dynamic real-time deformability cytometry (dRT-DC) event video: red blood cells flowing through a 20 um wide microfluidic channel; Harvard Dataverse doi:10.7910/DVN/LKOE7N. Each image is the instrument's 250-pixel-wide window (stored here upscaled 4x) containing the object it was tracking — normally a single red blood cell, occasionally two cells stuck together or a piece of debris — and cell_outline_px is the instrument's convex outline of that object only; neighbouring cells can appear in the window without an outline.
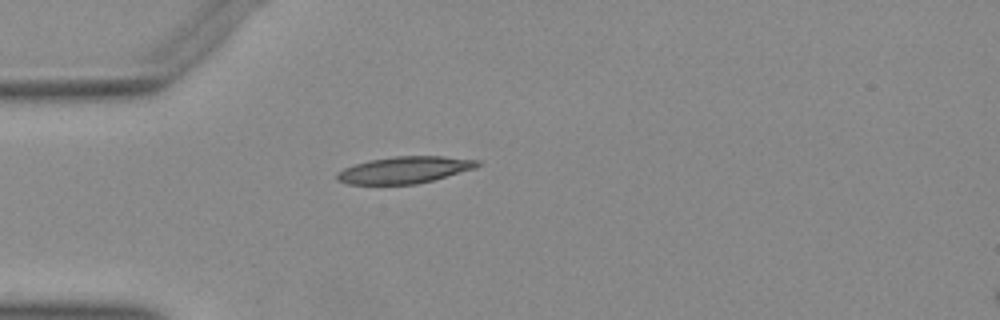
{"species": "Egyptian fruit bat (a non-hibernating species)", "species_latin": "Rousettus aegyptiacus", "temperature_condition": "warm", "stored_images_in_passage": 38, "camera_frame_rate_fps": 3000, "um_per_image_px": 0.085, "animal": {"sex": "female"}, "frame": {"image": 1, "passage_image": 1, "time_ms": 0.0, "image_size_px": [1000, 320], "cell_outline_px": [[480, 164], [476, 168], [432, 180], [416, 184], [348, 184], [336, 180], [336, 172], [344, 168], [368, 160], [392, 156], [444, 156], [480, 160]], "centroid_in_image_um": [34.37, 14.43], "position_along_channel_um": 50.6, "area_um2": 21.96}}
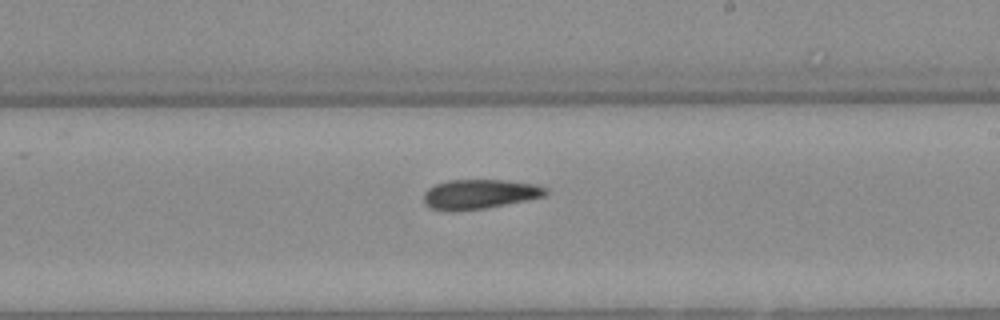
{"frame": {"image": 2, "passage_image": 17, "time_ms": 5.333, "image_size_px": [1000, 320], "cell_outline_px": [[548, 192], [544, 196], [484, 208], [448, 212], [428, 208], [424, 204], [424, 192], [428, 188], [436, 184], [448, 180], [500, 180], [536, 184], [548, 188]], "centroid_in_image_um": [40.7, 16.5], "position_along_channel_um": 248.3, "area_um2": 20.98}}
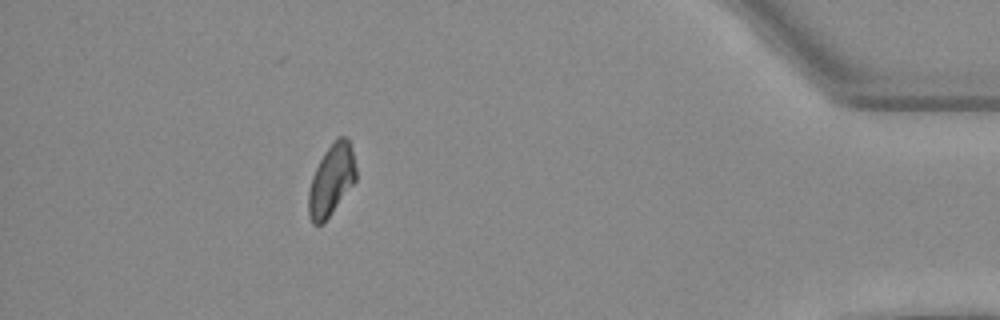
{"frame": {"image": 3, "passage_image": 33, "time_ms": 10.667, "image_size_px": [1000, 320], "cell_outline_px": [[356, 180], [328, 216], [320, 224], [312, 224], [308, 216], [308, 192], [312, 176], [324, 152], [336, 136], [348, 136], [356, 168]], "centroid_in_image_um": [28.15, 15.25], "position_along_channel_um": 407.0, "area_um2": 19.48}}